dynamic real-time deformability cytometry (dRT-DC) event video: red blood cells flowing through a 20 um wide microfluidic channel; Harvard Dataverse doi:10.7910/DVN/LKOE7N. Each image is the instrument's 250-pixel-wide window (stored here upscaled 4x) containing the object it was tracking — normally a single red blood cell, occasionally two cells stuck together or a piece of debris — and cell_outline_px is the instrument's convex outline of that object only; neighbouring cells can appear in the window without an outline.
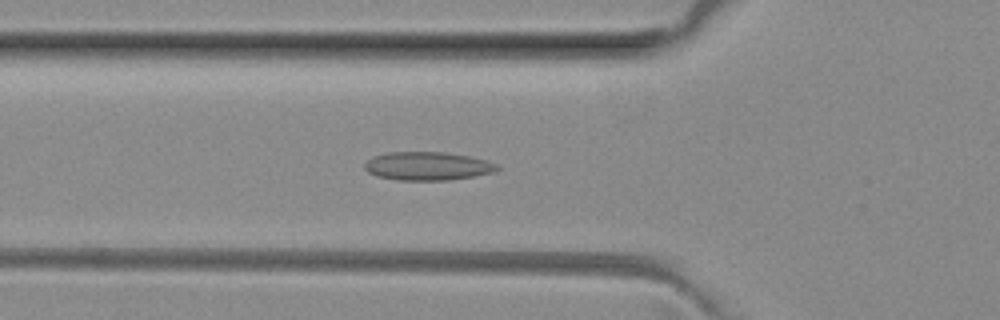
{"species": "common noctule bat (a hibernating species)", "species_latin": "Nyctalus noctula", "temperature_condition": "room temperature", "stored_images_in_passage": 42, "camera_frame_rate_fps": 3000, "um_per_image_px": 0.085, "animal": {"sex": "female", "body_mass_g": 29.2, "forearm_length_mm": 56.3}, "frame": {"image": 1, "passage_image": 8, "time_ms": 2.333, "image_size_px": [1000, 320], "cell_outline_px": [[500, 168], [496, 172], [448, 180], [396, 180], [376, 176], [368, 172], [364, 168], [364, 164], [372, 156], [388, 152], [444, 152], [468, 156], [484, 160], [496, 164]], "centroid_in_image_um": [36.3, 14.12], "position_along_channel_um": 89.5, "area_um2": 21.91}}
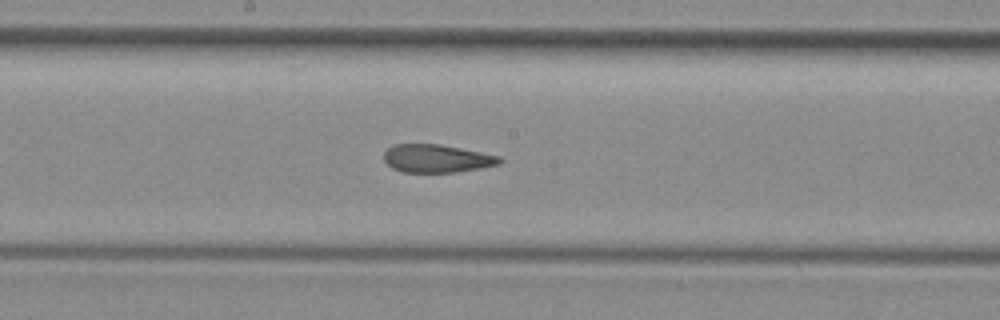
{"frame": {"image": 2, "passage_image": 17, "time_ms": 5.333, "image_size_px": [1000, 320], "cell_outline_px": [[504, 160], [500, 164], [480, 168], [456, 172], [404, 172], [392, 168], [384, 160], [384, 152], [392, 144], [440, 144], [500, 156]], "centroid_in_image_um": [37.13, 13.47], "position_along_channel_um": 211.1, "area_um2": 18.9}}
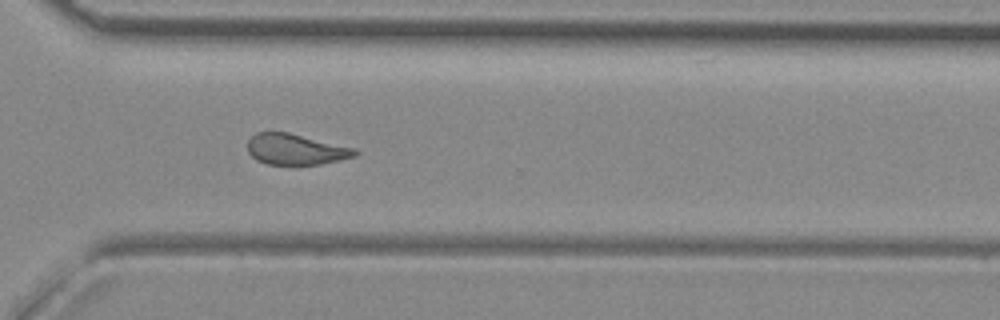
{"frame": {"image": 3, "passage_image": 27, "time_ms": 8.667, "image_size_px": [1000, 320], "cell_outline_px": [[360, 152], [356, 156], [320, 164], [268, 164], [256, 160], [248, 152], [248, 140], [256, 132], [288, 132], [356, 148]], "centroid_in_image_um": [25.15, 12.68], "position_along_channel_um": 345.5, "area_um2": 19.25}, "authors_computed_cell_mechanics": {"area_um2": 20.2589, "velocity_mm_per_s": 4.0378, "shape_relaxation_time_tau1_ms": null, "shape_relaxation_time_tau2_ms": 1.4745, "deformation_change_tau1": null, "deformation_change_tau2": 0.0781}}